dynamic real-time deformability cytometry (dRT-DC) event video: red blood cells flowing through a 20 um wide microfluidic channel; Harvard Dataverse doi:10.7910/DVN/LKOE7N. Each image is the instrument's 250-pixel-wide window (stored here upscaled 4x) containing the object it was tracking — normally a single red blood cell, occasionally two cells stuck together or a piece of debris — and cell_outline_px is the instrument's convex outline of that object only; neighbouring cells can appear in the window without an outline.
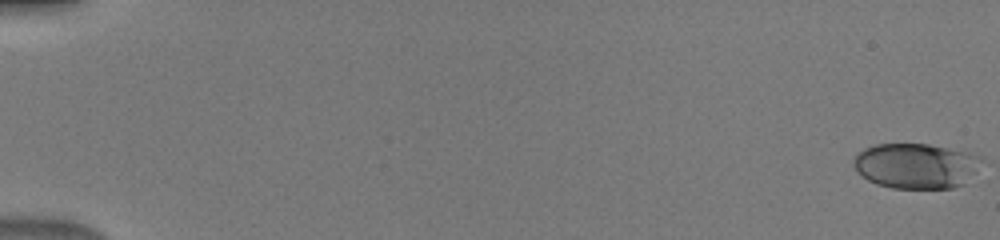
{"species": "human", "species_latin": "Homo sapiens", "temperature_condition": "warm", "stored_images_in_passage": 51, "camera_frame_rate_fps": 3000, "um_per_image_px": 0.085, "donor": {"sex": "male"}, "frame": {"image": 1, "passage_image": 1, "time_ms": 0.0, "image_size_px": [1000, 240], "cell_outline_px": [[984, 160], [976, 172], [964, 184], [952, 188], [892, 188], [876, 184], [868, 180], [856, 168], [852, 160], [856, 152], [864, 148], [876, 144], [928, 144], [968, 152], [980, 156]], "centroid_in_image_um": [77.88, 14.09], "position_along_channel_um": 7.1, "area_um2": 33.87}}
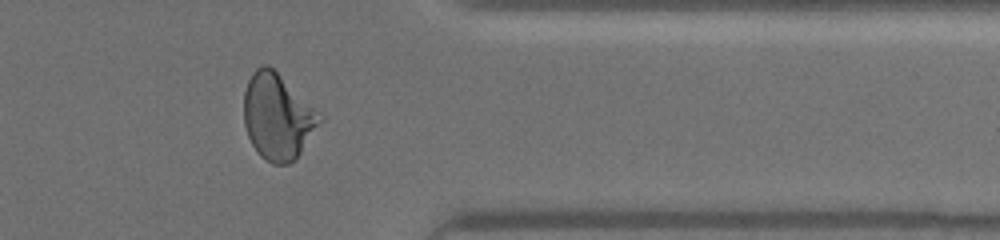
{"frame": {"image": 2, "passage_image": 43, "time_ms": 14.0, "image_size_px": [1000, 240], "cell_outline_px": [[324, 120], [296, 160], [288, 164], [272, 164], [264, 160], [260, 156], [252, 144], [248, 136], [244, 124], [244, 92], [248, 80], [252, 72], [256, 68], [264, 64], [268, 64], [324, 116]], "centroid_in_image_um": [23.62, 9.94], "position_along_channel_um": 387.8, "area_um2": 38.26}}
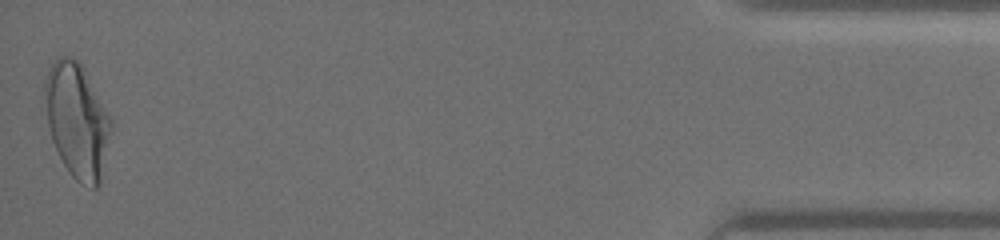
{"frame": {"image": 3, "passage_image": 51, "time_ms": 16.667, "image_size_px": [1000, 240], "cell_outline_px": [[112, 128], [100, 184], [96, 188], [92, 188], [80, 184], [68, 172], [52, 140], [48, 124], [44, 92], [44, 80], [48, 68], [60, 56], [72, 56], [84, 68], [112, 116]], "centroid_in_image_um": [6.58, 10.24], "position_along_channel_um": 428.6, "area_um2": 44.51}}